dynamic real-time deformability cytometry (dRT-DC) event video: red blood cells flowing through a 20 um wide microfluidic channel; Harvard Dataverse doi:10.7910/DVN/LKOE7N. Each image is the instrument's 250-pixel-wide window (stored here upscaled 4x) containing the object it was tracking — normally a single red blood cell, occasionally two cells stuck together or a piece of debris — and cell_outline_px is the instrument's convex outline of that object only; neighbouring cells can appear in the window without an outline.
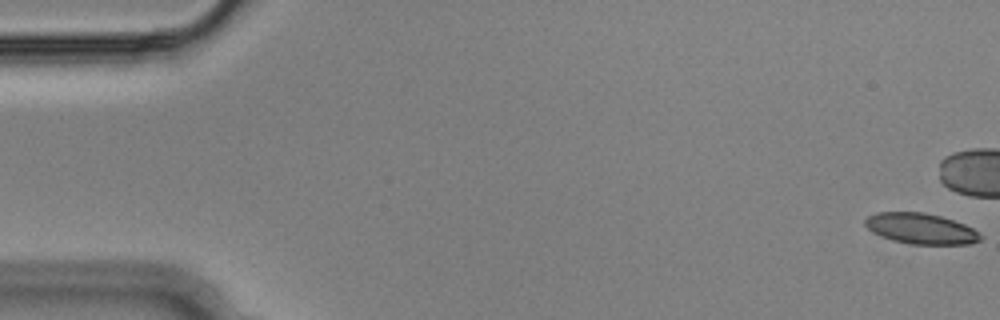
{"species": "Egyptian fruit bat (a non-hibernating species)", "species_latin": "Rousettus aegyptiacus", "temperature_condition": "cold", "stored_images_in_passage": 13, "camera_frame_rate_fps": 3000, "um_per_image_px": 0.085, "animal": {"sex": "male"}, "frame": {"image": 1, "passage_image": 1, "time_ms": 0.0, "image_size_px": [1000, 320], "cell_outline_px": [[984, 236], [980, 240], [968, 244], [912, 244], [892, 240], [872, 232], [864, 224], [864, 220], [868, 216], [876, 212], [924, 212], [940, 216], [964, 224], [980, 232]], "centroid_in_image_um": [78.28, 19.43], "position_along_channel_um": 6.7, "area_um2": 20.63}}